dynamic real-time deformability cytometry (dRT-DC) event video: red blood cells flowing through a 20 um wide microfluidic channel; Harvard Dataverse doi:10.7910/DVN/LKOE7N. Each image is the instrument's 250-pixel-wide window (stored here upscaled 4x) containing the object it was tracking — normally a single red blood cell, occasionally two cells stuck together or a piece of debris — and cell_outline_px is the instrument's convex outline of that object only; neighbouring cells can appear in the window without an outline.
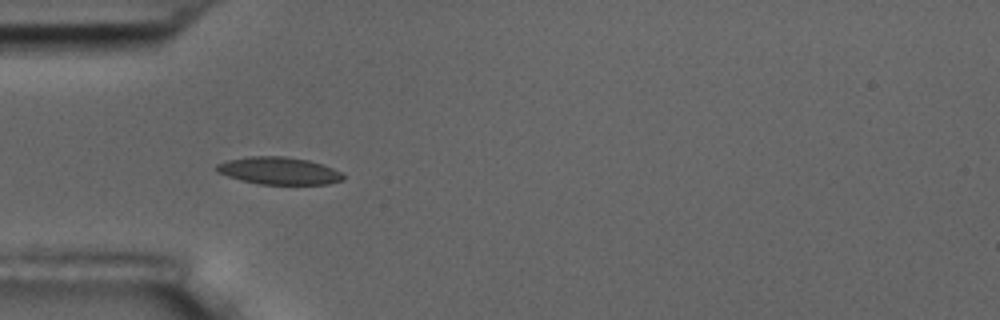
{"species": "common noctule bat (a hibernating species)", "species_latin": "Nyctalus noctula", "temperature_condition": "room temperature", "stored_images_in_passage": 7, "camera_frame_rate_fps": 3000, "um_per_image_px": 0.085, "animal": {"sex": "male", "body_mass_g": 17.5, "forearm_length_mm": 52.3}, "frame": {"image": 1, "passage_image": 5, "time_ms": 4.333, "image_size_px": [1000, 320], "cell_outline_px": [[344, 180], [328, 184], [260, 184], [240, 180], [216, 172], [216, 164], [228, 160], [248, 156], [284, 156], [308, 160], [332, 168], [340, 172], [344, 176]], "centroid_in_image_um": [23.68, 14.51], "position_along_channel_um": 61.3, "area_um2": 20.11}}